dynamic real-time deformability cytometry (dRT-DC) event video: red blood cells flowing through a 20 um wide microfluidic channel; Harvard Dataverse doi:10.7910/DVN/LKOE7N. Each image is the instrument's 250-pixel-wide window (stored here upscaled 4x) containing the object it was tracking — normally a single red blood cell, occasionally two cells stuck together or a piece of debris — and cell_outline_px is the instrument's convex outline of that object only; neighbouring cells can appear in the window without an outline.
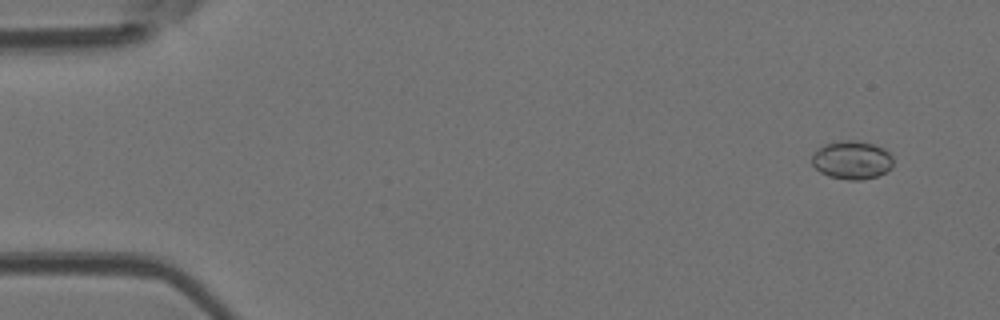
{"species": "Egyptian fruit bat (a non-hibernating species)", "species_latin": "Rousettus aegyptiacus", "temperature_condition": "room temperature", "stored_images_in_passage": 5, "segment_of_instrument_passage": [1, 2], "camera_frame_rate_fps": 3000, "um_per_image_px": 0.085, "animal": {"sex": "female"}, "frame": {"image": 1, "passage_image": 1, "time_ms": 0.0, "image_size_px": [1000, 320], "cell_outline_px": [[892, 168], [876, 176], [860, 180], [848, 180], [828, 176], [820, 172], [812, 164], [812, 156], [824, 144], [840, 140], [852, 140], [872, 144], [884, 148], [892, 156]], "centroid_in_image_um": [72.41, 13.6], "position_along_channel_um": 12.6, "area_um2": 18.03}}
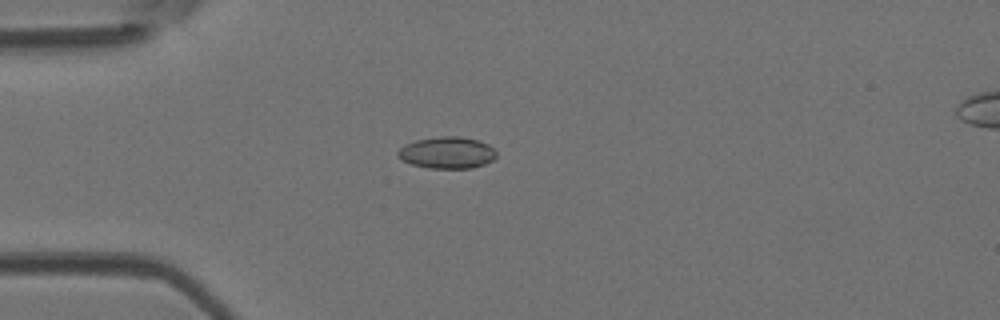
{"frame": {"image": 2, "passage_image": 4, "time_ms": 1.0, "image_size_px": [1000, 320], "cell_outline_px": [[496, 156], [492, 160], [484, 164], [472, 168], [428, 168], [412, 164], [400, 160], [396, 156], [396, 152], [400, 148], [416, 140], [440, 136], [460, 136], [480, 140], [488, 144], [496, 152]], "centroid_in_image_um": [37.99, 12.97], "position_along_channel_um": 47.0, "area_um2": 18.26}}